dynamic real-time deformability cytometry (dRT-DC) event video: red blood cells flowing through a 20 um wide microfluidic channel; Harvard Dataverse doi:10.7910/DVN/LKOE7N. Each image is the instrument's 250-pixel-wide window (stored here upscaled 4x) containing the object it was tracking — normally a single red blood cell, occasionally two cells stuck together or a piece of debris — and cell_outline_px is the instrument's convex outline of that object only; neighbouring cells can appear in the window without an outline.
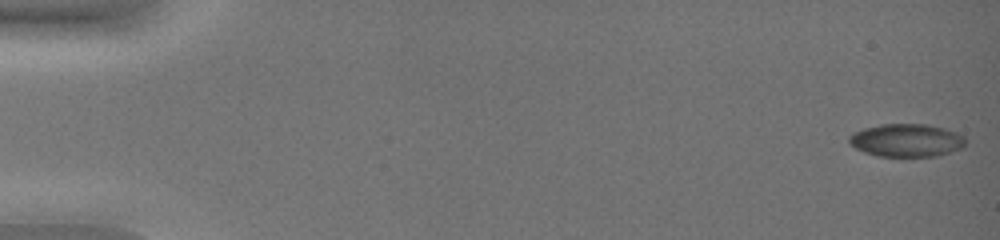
{"species": "common noctule bat (a hibernating species)", "species_latin": "Nyctalus noctula", "temperature_condition": "warm", "stored_images_in_passage": 48, "camera_frame_rate_fps": 3000, "um_per_image_px": 0.085, "animal": {"sex": "female", "body_mass_g": 19.0, "forearm_length_mm": 51.5}, "frame": {"image": 1, "passage_image": 1, "time_ms": 0.0, "image_size_px": [1000, 240], "cell_outline_px": [[964, 144], [960, 148], [936, 156], [880, 156], [864, 152], [848, 144], [848, 136], [864, 128], [880, 124], [928, 124], [944, 128], [956, 132], [964, 136]], "centroid_in_image_um": [77.02, 11.92], "position_along_channel_um": 8.0, "area_um2": 22.2}}
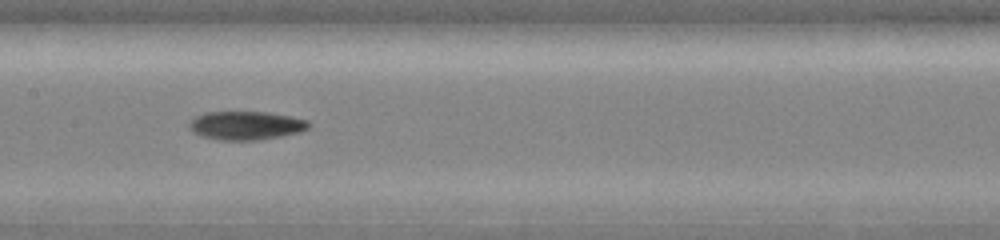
{"frame": {"image": 2, "passage_image": 27, "time_ms": 8.667, "image_size_px": [1000, 240], "cell_outline_px": [[312, 124], [308, 128], [300, 132], [260, 140], [220, 140], [200, 136], [192, 132], [188, 128], [188, 124], [196, 116], [204, 112], [268, 112], [292, 116], [308, 120]], "centroid_in_image_um": [20.91, 10.67], "position_along_channel_um": 186.5, "area_um2": 20.11}}
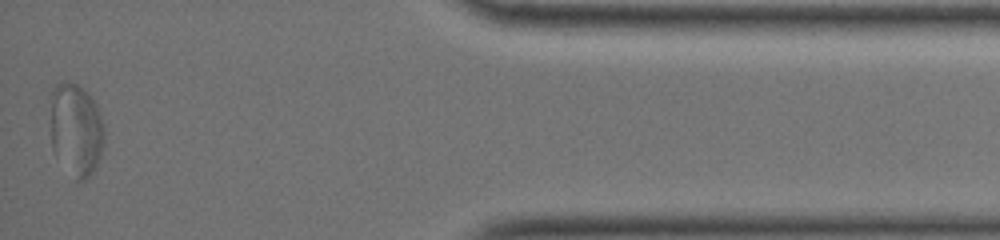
{"frame": {"image": 3, "passage_image": 48, "time_ms": 15.667, "image_size_px": [1000, 240], "cell_outline_px": [[104, 140], [100, 156], [96, 168], [84, 180], [76, 180], [52, 152], [48, 96], [48, 92], [56, 84], [76, 84], [88, 92], [92, 96], [100, 112], [104, 128]], "centroid_in_image_um": [6.42, 10.99], "position_along_channel_um": 428.8, "area_um2": 29.77}, "authors_computed_cell_mechanics": {"area_um2": 20.6635, "velocity_mm_per_s": 4.0686, "shape_relaxation_time_tau1_ms": 9.1231, "shape_relaxation_time_tau2_ms": 3.9171, "deformation_change_tau1": 0.1964, "deformation_change_tau2": 0.0937}}